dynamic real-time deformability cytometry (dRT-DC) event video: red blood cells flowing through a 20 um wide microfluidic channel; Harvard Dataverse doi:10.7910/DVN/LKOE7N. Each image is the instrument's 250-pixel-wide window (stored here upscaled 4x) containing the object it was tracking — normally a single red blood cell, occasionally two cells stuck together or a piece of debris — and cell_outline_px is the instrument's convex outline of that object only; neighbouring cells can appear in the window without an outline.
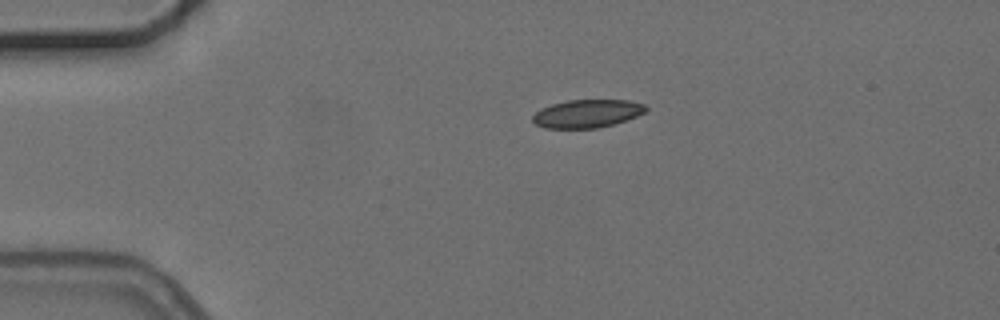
{"species": "common noctule bat (a hibernating species)", "species_latin": "Nyctalus noctula", "temperature_condition": "cold", "stored_images_in_passage": 2, "camera_frame_rate_fps": 3000, "um_per_image_px": 0.085, "animal": {"sex": "female", "body_mass_g": 24.6, "forearm_length_mm": 56.2}, "frame": {"image": 1, "passage_image": 1, "time_ms": 0.0, "image_size_px": [1000, 320], "cell_outline_px": [[648, 108], [644, 112], [636, 116], [600, 128], [544, 128], [536, 124], [532, 120], [532, 116], [540, 108], [552, 104], [568, 100], [628, 100], [644, 104]], "centroid_in_image_um": [49.88, 9.65], "position_along_channel_um": 35.1, "area_um2": 18.44}}